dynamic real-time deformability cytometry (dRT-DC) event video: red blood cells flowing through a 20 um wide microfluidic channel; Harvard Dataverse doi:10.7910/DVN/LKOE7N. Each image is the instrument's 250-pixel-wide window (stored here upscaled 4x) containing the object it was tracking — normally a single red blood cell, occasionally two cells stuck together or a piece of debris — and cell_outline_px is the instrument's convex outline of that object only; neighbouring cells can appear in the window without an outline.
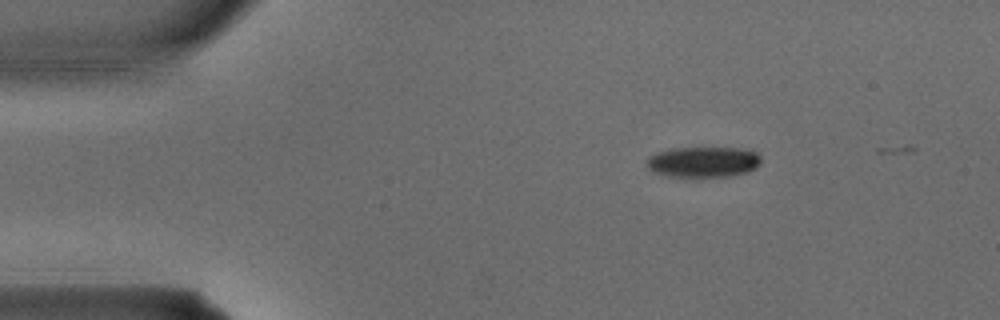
{"species": "common noctule bat (a hibernating species)", "species_latin": "Nyctalus noctula", "temperature_condition": "warm", "stored_images_in_passage": 2, "camera_frame_rate_fps": 3000, "um_per_image_px": 0.085, "animal": {"sex": "male", "body_mass_g": 15.6}, "frame": {"image": 1, "passage_image": 1, "time_ms": 0.0, "image_size_px": [1000, 320], "cell_outline_px": [[760, 164], [756, 168], [748, 172], [728, 176], [668, 176], [656, 172], [648, 168], [648, 156], [656, 152], [672, 148], [736, 148], [756, 152], [760, 156]], "centroid_in_image_um": [59.79, 13.75], "position_along_channel_um": 25.2, "area_um2": 20.17}}